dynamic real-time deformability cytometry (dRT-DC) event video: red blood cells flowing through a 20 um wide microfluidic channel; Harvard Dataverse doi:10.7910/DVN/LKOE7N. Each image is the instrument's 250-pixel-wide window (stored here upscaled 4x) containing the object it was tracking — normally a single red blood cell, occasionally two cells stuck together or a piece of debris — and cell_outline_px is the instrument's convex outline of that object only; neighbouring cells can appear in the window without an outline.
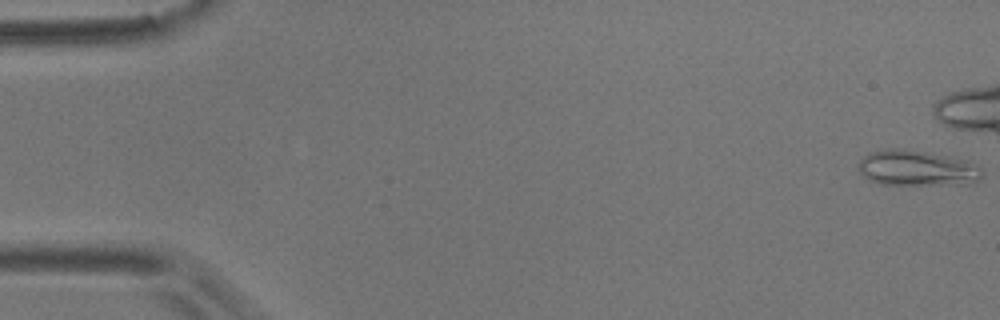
{"species": "common noctule bat (a hibernating species)", "species_latin": "Nyctalus noctula", "temperature_condition": "room temperature", "stored_images_in_passage": 17, "camera_frame_rate_fps": 3000, "um_per_image_px": 0.085, "animal": {"sex": "male", "body_mass_g": 17.9}, "frame": {"image": 1, "passage_image": 1, "time_ms": 0.0, "image_size_px": [1000, 320], "cell_outline_px": [[984, 176], [976, 184], [880, 184], [868, 180], [856, 168], [856, 164], [868, 152], [888, 148], [904, 148], [952, 156], [968, 160], [976, 164], [984, 172]], "centroid_in_image_um": [77.97, 14.28], "position_along_channel_um": 7.0, "area_um2": 26.36}}